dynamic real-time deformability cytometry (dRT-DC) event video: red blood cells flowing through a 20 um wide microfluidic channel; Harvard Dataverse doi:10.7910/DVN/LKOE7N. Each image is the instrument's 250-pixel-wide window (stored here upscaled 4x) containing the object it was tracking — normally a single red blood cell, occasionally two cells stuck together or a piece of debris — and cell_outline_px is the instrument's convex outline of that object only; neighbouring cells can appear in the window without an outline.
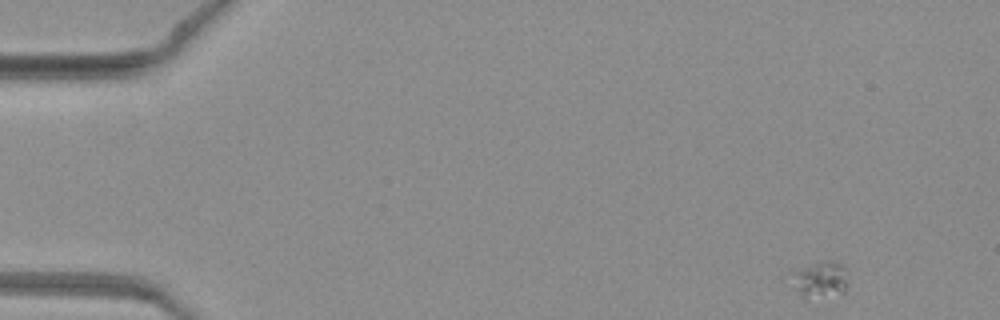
{"species": "common noctule bat (a hibernating species)", "species_latin": "Nyctalus noctula", "temperature_condition": "warm", "stored_images_in_passage": 48, "camera_frame_rate_fps": 3000, "um_per_image_px": 0.085, "animal": {"sex": "female", "body_mass_g": 19.3, "forearm_length_mm": 54.1}, "frame": {"image": 1, "passage_image": 1, "time_ms": 0.0, "image_size_px": [1000, 320], "cell_outline_px": [[848, 284], [844, 292], [804, 300], [788, 272], [820, 260], [832, 260], [844, 264]], "centroid_in_image_um": [69.72, 23.72], "position_along_channel_um": 15.3, "area_um2": 12.25}}
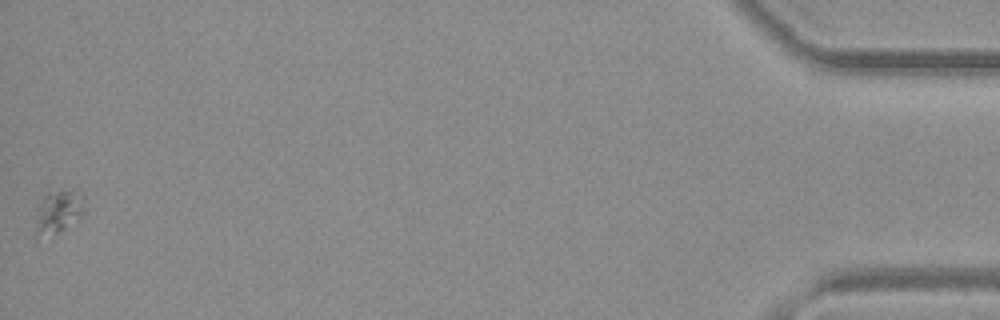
{"frame": {"image": 2, "passage_image": 48, "time_ms": 15.667, "image_size_px": [1000, 320], "cell_outline_px": [[84, 212], [64, 228], [56, 232], [36, 236], [36, 208], [40, 200], [48, 192], [60, 188], [72, 192], [84, 200]], "centroid_in_image_um": [4.89, 17.94], "position_along_channel_um": 430.3, "area_um2": 11.73}}